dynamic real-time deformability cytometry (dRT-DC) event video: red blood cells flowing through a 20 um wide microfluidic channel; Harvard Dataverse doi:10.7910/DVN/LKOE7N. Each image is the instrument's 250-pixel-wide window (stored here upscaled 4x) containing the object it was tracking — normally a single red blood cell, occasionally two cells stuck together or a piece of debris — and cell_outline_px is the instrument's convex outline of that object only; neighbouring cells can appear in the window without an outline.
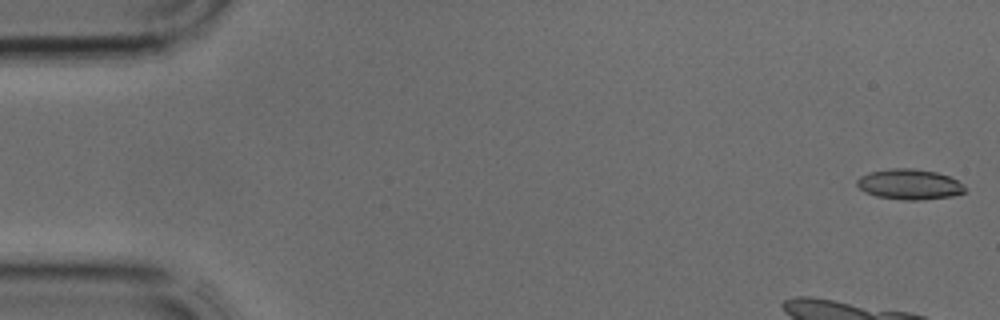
{"species": "common noctule bat (a hibernating species)", "species_latin": "Nyctalus noctula", "temperature_condition": "cold", "stored_images_in_passage": 9, "camera_frame_rate_fps": 3000, "um_per_image_px": 0.085, "animal": {"sex": "male", "body_mass_g": 17.9, "forearm_length_mm": 54.2}, "frame": {"image": 1, "passage_image": 1, "time_ms": 0.0, "image_size_px": [1000, 320], "cell_outline_px": [[964, 192], [952, 196], [920, 200], [904, 200], [876, 196], [864, 192], [856, 184], [856, 180], [860, 176], [868, 172], [892, 168], [912, 168], [936, 172], [948, 176], [964, 184]], "centroid_in_image_um": [77.27, 15.66], "position_along_channel_um": 7.7, "area_um2": 19.13}}